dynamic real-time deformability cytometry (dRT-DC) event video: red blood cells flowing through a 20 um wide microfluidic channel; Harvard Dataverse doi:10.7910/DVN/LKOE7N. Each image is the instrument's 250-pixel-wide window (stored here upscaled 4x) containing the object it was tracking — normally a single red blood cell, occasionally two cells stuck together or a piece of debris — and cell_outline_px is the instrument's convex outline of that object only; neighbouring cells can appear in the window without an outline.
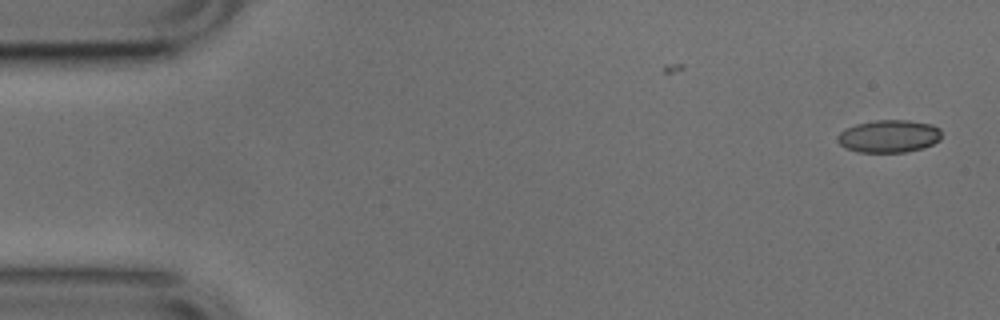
{"species": "common noctule bat (a hibernating species)", "species_latin": "Nyctalus noctula", "temperature_condition": "cold", "stored_images_in_passage": 9, "camera_frame_rate_fps": 3000, "um_per_image_px": 0.085, "animal": {"sex": "male", "body_mass_g": 17.9, "forearm_length_mm": 54.2}, "frame": {"image": 1, "passage_image": 1, "time_ms": 0.0, "image_size_px": [1000, 320], "cell_outline_px": [[940, 140], [932, 144], [920, 148], [904, 152], [856, 152], [844, 148], [836, 140], [836, 136], [844, 128], [856, 124], [876, 120], [908, 120], [932, 124], [940, 128]], "centroid_in_image_um": [75.51, 11.57], "position_along_channel_um": 9.5, "area_um2": 19.88}}